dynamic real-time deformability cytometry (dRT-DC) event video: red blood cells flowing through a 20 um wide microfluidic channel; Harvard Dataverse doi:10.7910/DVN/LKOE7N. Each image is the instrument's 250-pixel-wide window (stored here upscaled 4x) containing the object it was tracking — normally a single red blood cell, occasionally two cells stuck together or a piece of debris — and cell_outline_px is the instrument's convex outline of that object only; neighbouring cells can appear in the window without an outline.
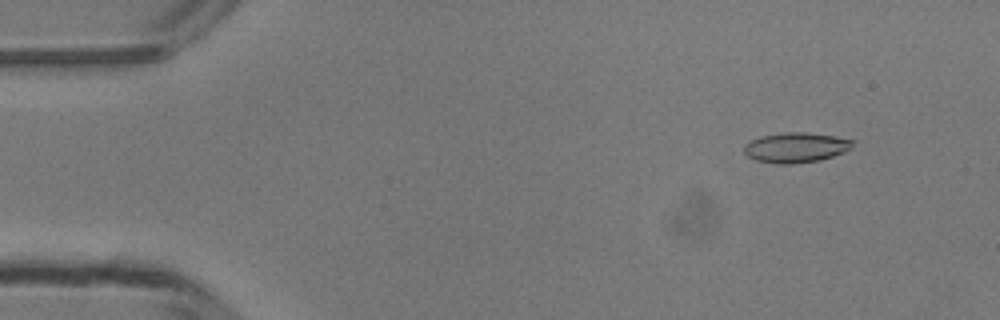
{"species": "common noctule bat (a hibernating species)", "species_latin": "Nyctalus noctula", "temperature_condition": "room temperature", "stored_images_in_passage": 46, "camera_frame_rate_fps": 3000, "um_per_image_px": 0.085, "animal": {"sex": "male", "body_mass_g": 13.3}, "frame": {"image": 1, "passage_image": 2, "time_ms": 0.333, "image_size_px": [1000, 320], "cell_outline_px": [[856, 140], [852, 148], [844, 152], [820, 160], [788, 164], [776, 164], [756, 160], [748, 156], [744, 152], [744, 144], [748, 140], [760, 136], [784, 132], [804, 132], [836, 136]], "centroid_in_image_um": [67.65, 12.52], "position_along_channel_um": 17.4, "area_um2": 19.25}}
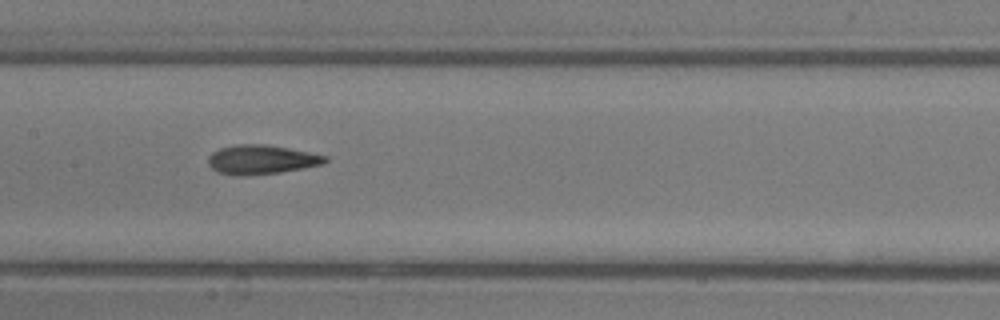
{"frame": {"image": 2, "passage_image": 21, "time_ms": 6.667, "image_size_px": [1000, 320], "cell_outline_px": [[328, 160], [324, 164], [304, 168], [280, 172], [244, 176], [236, 176], [216, 172], [208, 164], [208, 156], [212, 152], [220, 148], [236, 144], [268, 144], [328, 156]], "centroid_in_image_um": [22.2, 13.57], "position_along_channel_um": 185.2, "area_um2": 20.11}}
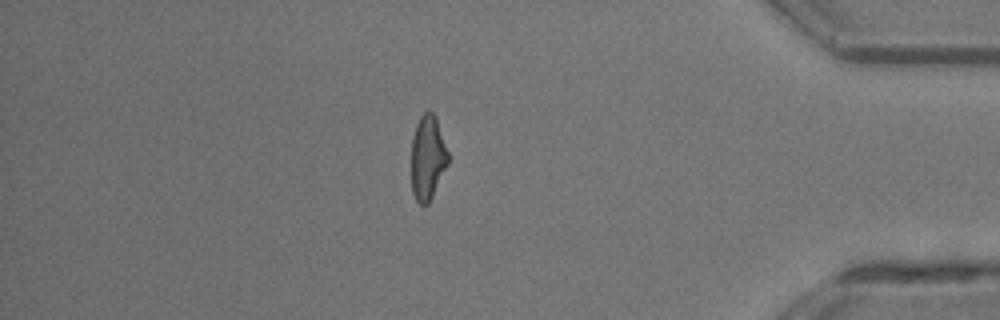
{"frame": {"image": 3, "passage_image": 39, "time_ms": 12.667, "image_size_px": [1000, 320], "cell_outline_px": [[448, 164], [428, 204], [424, 208], [416, 200], [412, 192], [412, 136], [416, 124], [420, 116], [424, 112], [432, 112], [436, 116], [448, 152]], "centroid_in_image_um": [36.35, 13.41], "position_along_channel_um": 398.9, "area_um2": 18.09}, "authors_computed_cell_mechanics": {"area_um2": 19.074, "velocity_mm_per_s": 4.2022, "shape_relaxation_time_tau1_ms": 5.9756, "shape_relaxation_time_tau2_ms": 2.8442, "deformation_change_tau1": 0.1713, "deformation_change_tau2": 0.1159}}